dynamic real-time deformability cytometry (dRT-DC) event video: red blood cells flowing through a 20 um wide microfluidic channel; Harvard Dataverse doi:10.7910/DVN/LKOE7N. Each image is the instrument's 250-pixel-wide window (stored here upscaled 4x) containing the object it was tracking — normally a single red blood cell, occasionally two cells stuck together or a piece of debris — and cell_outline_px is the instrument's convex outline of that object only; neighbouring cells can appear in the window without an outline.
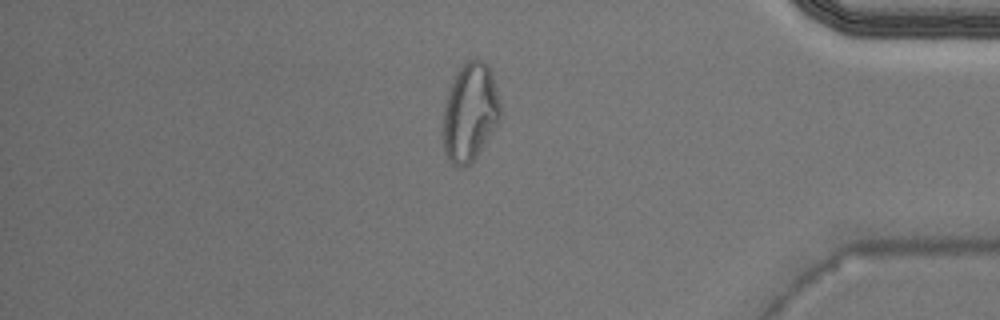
{"species": "Egyptian fruit bat (a non-hibernating species)", "species_latin": "Rousettus aegyptiacus", "temperature_condition": "warm", "stored_images_in_passage": 41, "camera_frame_rate_fps": 3000, "um_per_image_px": 0.085, "animal": {"sex": "male"}, "frame": {"image": 1, "passage_image": 35, "time_ms": 11.333, "image_size_px": [1000, 320], "cell_outline_px": [[500, 120], [476, 156], [464, 168], [456, 168], [448, 160], [444, 152], [444, 104], [448, 92], [460, 68], [468, 60], [476, 56], [484, 60], [488, 64], [492, 72], [500, 104]], "centroid_in_image_um": [39.96, 9.53], "position_along_channel_um": 395.2, "area_um2": 32.66}}